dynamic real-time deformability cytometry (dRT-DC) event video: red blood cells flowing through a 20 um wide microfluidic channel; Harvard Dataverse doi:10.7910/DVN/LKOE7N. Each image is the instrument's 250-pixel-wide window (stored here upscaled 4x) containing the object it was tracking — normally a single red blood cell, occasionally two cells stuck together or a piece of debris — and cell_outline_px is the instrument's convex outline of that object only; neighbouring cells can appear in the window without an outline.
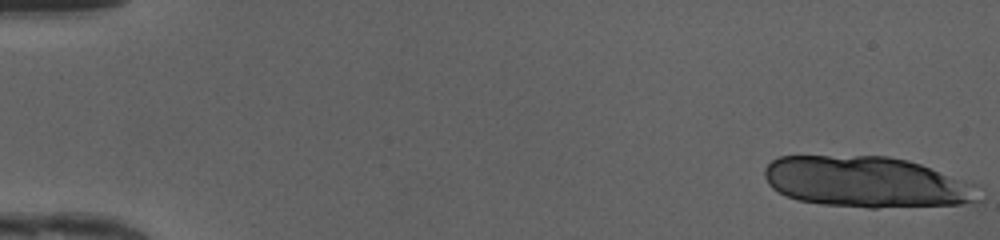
{"species": "human", "species_latin": "Homo sapiens", "temperature_condition": "cold", "stored_images_in_passage": 37, "camera_frame_rate_fps": 3000, "um_per_image_px": 0.085, "donor": {"sex": "female"}, "frame": {"image": 1, "passage_image": 1, "time_ms": 0.0, "image_size_px": [1000, 240], "cell_outline_px": [[984, 200], [976, 204], [876, 208], [868, 208], [820, 204], [796, 200], [772, 188], [768, 184], [764, 176], [764, 168], [772, 160], [780, 156], [888, 156], [908, 160], [920, 164], [976, 184]], "centroid_in_image_um": [73.72, 15.49], "position_along_channel_um": 11.3, "area_um2": 64.5}}
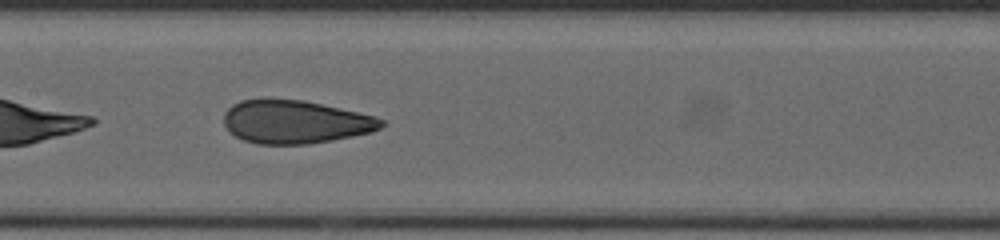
{"frame": {"image": 2, "passage_image": 25, "time_ms": 8.0, "image_size_px": [1000, 240], "cell_outline_px": [[388, 124], [372, 132], [332, 140], [308, 144], [256, 144], [244, 140], [236, 136], [224, 124], [224, 112], [232, 104], [240, 100], [264, 96], [300, 100], [320, 104], [376, 116], [384, 120]], "centroid_in_image_um": [25.07, 10.33], "position_along_channel_um": 182.3, "area_um2": 40.17}}
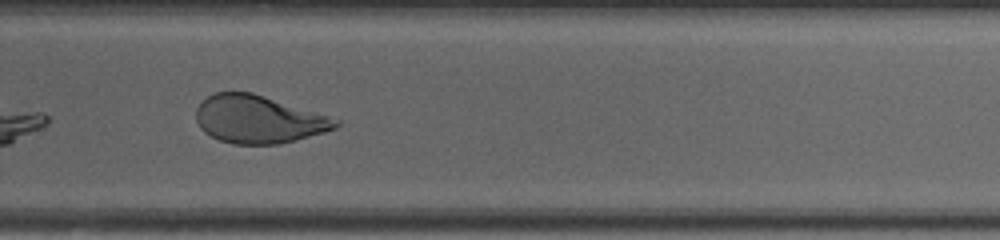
{"frame": {"image": 3, "passage_image": 34, "time_ms": 11.0, "image_size_px": [1000, 240], "cell_outline_px": [[340, 124], [336, 128], [324, 132], [296, 140], [280, 144], [232, 144], [220, 140], [204, 132], [200, 128], [196, 120], [196, 108], [208, 96], [216, 92], [252, 92], [328, 116], [340, 120]], "centroid_in_image_um": [21.96, 10.15], "position_along_channel_um": 307.8, "area_um2": 38.61}}